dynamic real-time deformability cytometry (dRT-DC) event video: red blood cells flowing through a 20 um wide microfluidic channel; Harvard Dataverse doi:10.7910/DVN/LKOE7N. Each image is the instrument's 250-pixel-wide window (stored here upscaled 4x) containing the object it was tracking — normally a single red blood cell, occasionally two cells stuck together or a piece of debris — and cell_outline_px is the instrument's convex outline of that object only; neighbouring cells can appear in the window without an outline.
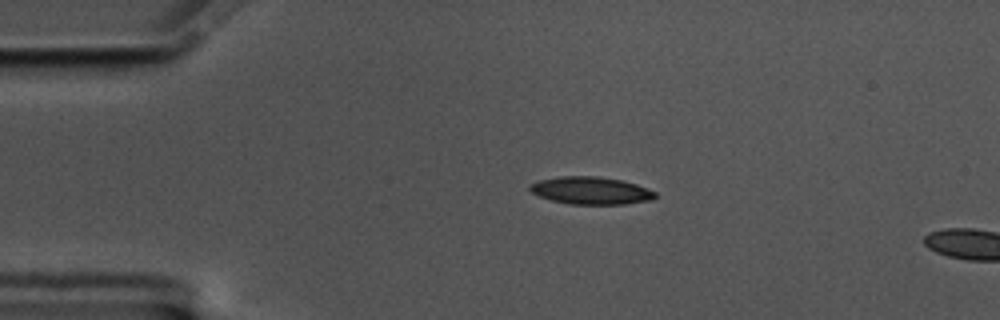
{"species": "common noctule bat (a hibernating species)", "species_latin": "Nyctalus noctula", "temperature_condition": "cold", "stored_images_in_passage": 4, "camera_frame_rate_fps": 3000, "um_per_image_px": 0.085, "animal": {"sex": "male", "body_mass_g": 17.5, "forearm_length_mm": 52.3}, "frame": {"image": 1, "passage_image": 1, "time_ms": 0.0, "image_size_px": [1000, 320], "cell_outline_px": [[656, 196], [652, 200], [624, 204], [568, 204], [552, 200], [540, 196], [532, 192], [528, 188], [532, 184], [540, 180], [560, 176], [596, 176], [620, 180], [636, 184], [656, 192]], "centroid_in_image_um": [50.24, 16.2], "position_along_channel_um": 34.8, "area_um2": 19.88}}